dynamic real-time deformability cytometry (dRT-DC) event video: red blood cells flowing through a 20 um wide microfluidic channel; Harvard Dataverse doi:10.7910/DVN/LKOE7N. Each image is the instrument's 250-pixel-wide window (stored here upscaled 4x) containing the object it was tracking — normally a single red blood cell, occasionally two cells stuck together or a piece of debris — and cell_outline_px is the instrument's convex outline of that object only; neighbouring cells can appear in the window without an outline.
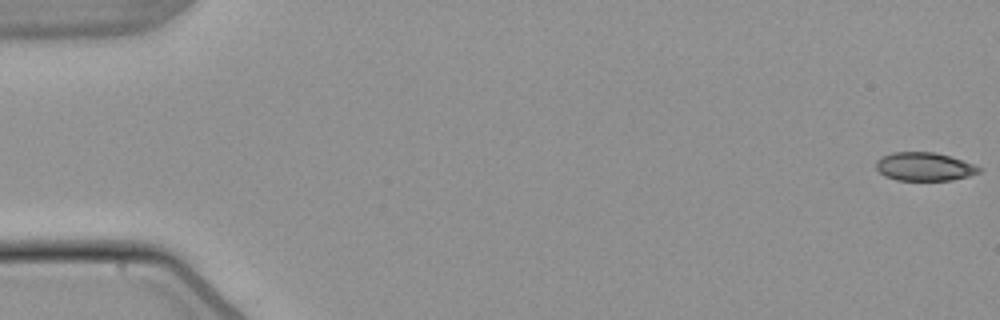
{"species": "common noctule bat (a hibernating species)", "species_latin": "Nyctalus noctula", "temperature_condition": "warm", "stored_images_in_passage": 54, "camera_frame_rate_fps": 3000, "um_per_image_px": 0.085, "animal": {"sex": "male", "body_mass_g": 21.5, "forearm_length_mm": 52.0}, "frame": {"image": 1, "passage_image": 1, "time_ms": 0.0, "image_size_px": [1000, 320], "cell_outline_px": [[980, 172], [968, 176], [952, 180], [896, 180], [884, 176], [876, 168], [876, 160], [880, 156], [892, 152], [936, 152], [972, 164], [980, 168]], "centroid_in_image_um": [78.5, 14.16], "position_along_channel_um": 6.5, "area_um2": 16.94}}
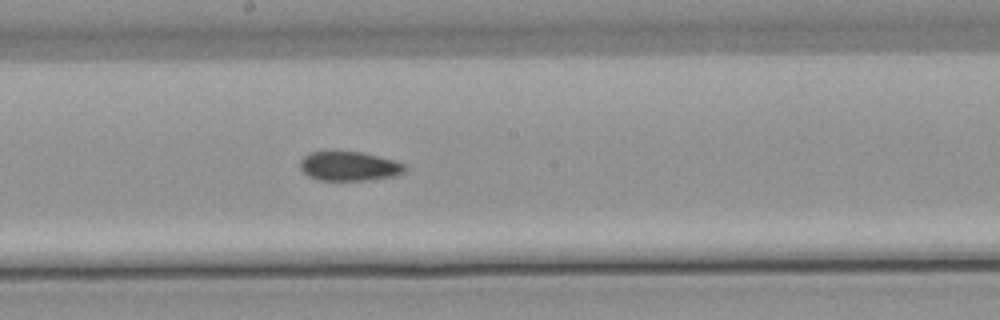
{"frame": {"image": 2, "passage_image": 30, "time_ms": 9.667, "image_size_px": [1000, 320], "cell_outline_px": [[408, 168], [404, 172], [396, 176], [364, 180], [320, 180], [308, 176], [300, 168], [300, 160], [308, 152], [364, 152], [396, 160], [404, 164]], "centroid_in_image_um": [29.71, 14.12], "position_along_channel_um": 218.5, "area_um2": 17.98}}
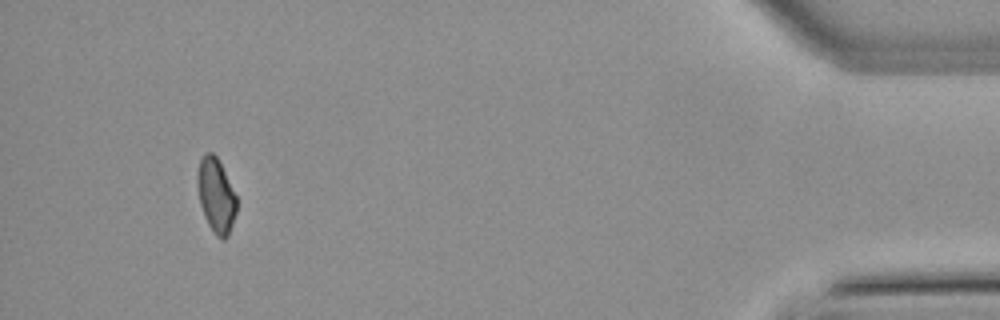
{"frame": {"image": 3, "passage_image": 51, "time_ms": 16.667, "image_size_px": [1000, 320], "cell_outline_px": [[236, 212], [228, 236], [224, 240], [220, 240], [216, 236], [208, 224], [204, 216], [200, 204], [196, 180], [196, 176], [200, 160], [204, 152], [212, 152], [216, 156], [236, 196]], "centroid_in_image_um": [18.34, 16.63], "position_along_channel_um": 416.9, "area_um2": 16.88}, "authors_computed_cell_mechanics": {"area_um2": 18.0336, "velocity_mm_per_s": 3.8338, "shape_relaxation_time_tau1_ms": null, "shape_relaxation_time_tau2_ms": 10.2224, "deformation_change_tau1": null, "deformation_change_tau2": 0.1392}}